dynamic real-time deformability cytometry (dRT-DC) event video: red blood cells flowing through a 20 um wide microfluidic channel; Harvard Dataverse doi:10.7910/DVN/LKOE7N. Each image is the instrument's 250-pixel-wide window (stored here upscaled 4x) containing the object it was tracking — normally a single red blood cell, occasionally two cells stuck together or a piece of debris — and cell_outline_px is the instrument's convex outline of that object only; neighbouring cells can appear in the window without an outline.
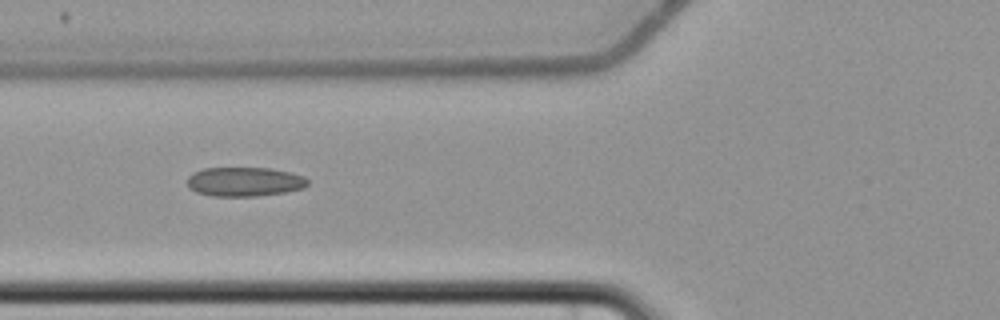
{"species": "common noctule bat (a hibernating species)", "species_latin": "Nyctalus noctula", "temperature_condition": "cold", "stored_images_in_passage": 5, "camera_frame_rate_fps": 3000, "um_per_image_px": 0.085, "animal": {"sex": "female", "body_mass_g": 22.7, "forearm_length_mm": 54.2}, "frame": {"image": 1, "passage_image": 4, "time_ms": 3.667, "image_size_px": [1000, 320], "cell_outline_px": [[308, 184], [304, 188], [284, 192], [256, 196], [212, 196], [196, 192], [188, 188], [188, 176], [192, 172], [204, 168], [272, 168], [292, 172], [304, 176], [308, 180]], "centroid_in_image_um": [20.78, 15.44], "position_along_channel_um": 105.0, "area_um2": 20.69}}
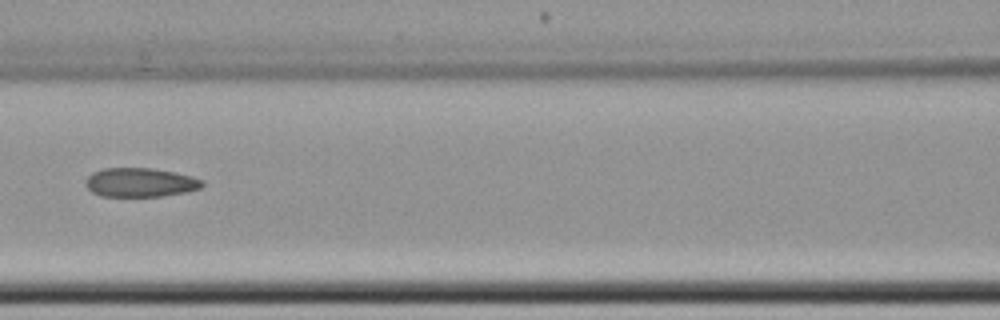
{"frame": {"image": 2, "passage_image": 5, "time_ms": 5.0, "image_size_px": [1000, 320], "cell_outline_px": [[204, 184], [200, 188], [188, 192], [160, 196], [100, 196], [92, 192], [84, 184], [84, 180], [92, 172], [104, 168], [152, 168], [176, 172], [192, 176], [204, 180]], "centroid_in_image_um": [11.92, 15.5], "position_along_channel_um": 154.7, "area_um2": 19.94}}